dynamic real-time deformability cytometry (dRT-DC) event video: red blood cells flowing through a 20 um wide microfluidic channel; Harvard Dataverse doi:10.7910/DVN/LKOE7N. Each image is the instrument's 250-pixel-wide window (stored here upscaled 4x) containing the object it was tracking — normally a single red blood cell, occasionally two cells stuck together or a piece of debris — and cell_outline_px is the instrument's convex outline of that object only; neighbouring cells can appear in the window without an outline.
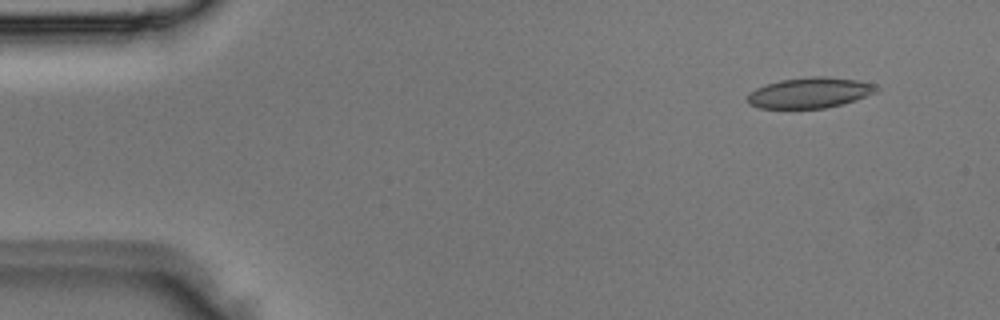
{"species": "Egyptian fruit bat (a non-hibernating species)", "species_latin": "Rousettus aegyptiacus", "temperature_condition": "room temperature", "stored_images_in_passage": 5, "camera_frame_rate_fps": 3000, "um_per_image_px": 0.085, "animal": {"sex": "male"}, "frame": {"image": 1, "passage_image": 2, "time_ms": 0.333, "image_size_px": [1000, 320], "cell_outline_px": [[880, 88], [876, 92], [840, 104], [824, 108], [760, 108], [748, 104], [748, 92], [756, 88], [780, 80], [812, 76], [828, 76], [856, 80], [876, 84]], "centroid_in_image_um": [68.81, 7.87], "position_along_channel_um": 16.2, "area_um2": 22.77}}